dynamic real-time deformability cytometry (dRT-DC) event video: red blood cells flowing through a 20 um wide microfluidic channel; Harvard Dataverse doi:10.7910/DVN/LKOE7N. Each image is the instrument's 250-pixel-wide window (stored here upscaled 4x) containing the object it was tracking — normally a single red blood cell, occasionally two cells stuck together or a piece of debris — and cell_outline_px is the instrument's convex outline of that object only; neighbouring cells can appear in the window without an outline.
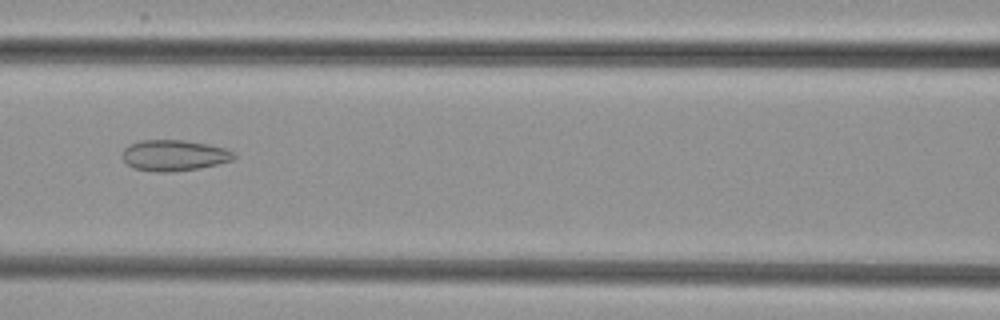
{"species": "common noctule bat (a hibernating species)", "species_latin": "Nyctalus noctula", "temperature_condition": "cold", "stored_images_in_passage": 10, "camera_frame_rate_fps": 3000, "um_per_image_px": 0.085, "animal": {"sex": "female", "body_mass_g": 29.2, "forearm_length_mm": 56.3}, "frame": {"image": 1, "passage_image": 7, "time_ms": 8.0, "image_size_px": [1000, 320], "cell_outline_px": [[236, 156], [232, 160], [200, 168], [172, 172], [152, 172], [132, 168], [120, 156], [124, 148], [128, 144], [140, 140], [184, 140], [208, 144], [224, 148], [236, 152]], "centroid_in_image_um": [14.76, 13.21], "position_along_channel_um": 151.8, "area_um2": 20.4}}
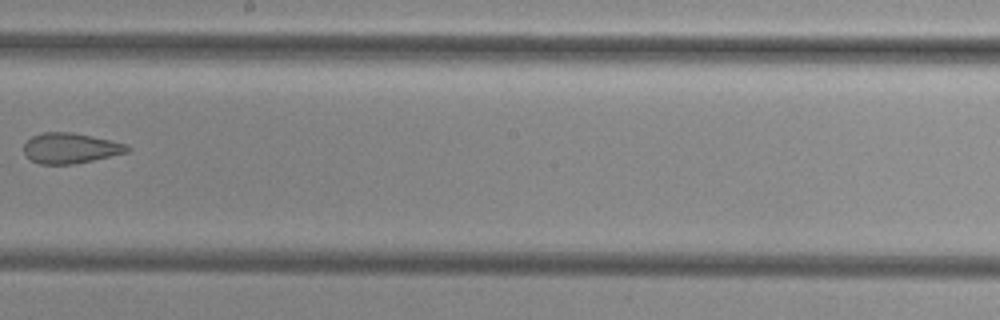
{"frame": {"image": 2, "passage_image": 9, "time_ms": 10.333, "image_size_px": [1000, 320], "cell_outline_px": [[132, 148], [128, 152], [76, 164], [40, 164], [32, 160], [24, 152], [24, 144], [32, 136], [44, 132], [72, 132], [112, 140], [128, 144]], "centroid_in_image_um": [6.03, 12.59], "position_along_channel_um": 242.2, "area_um2": 18.38}}
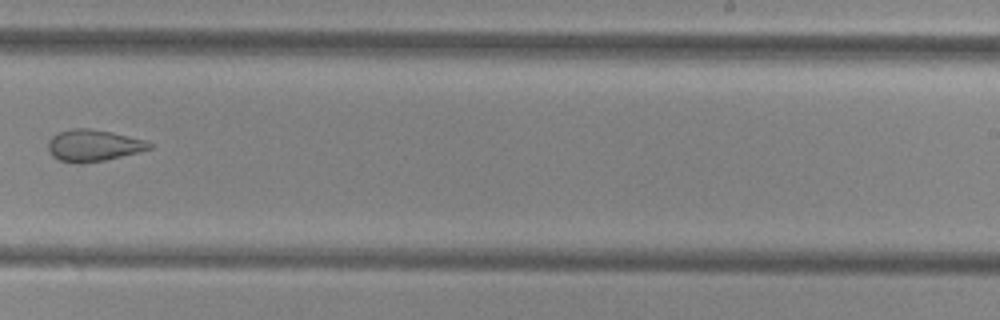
{"frame": {"image": 3, "passage_image": 10, "time_ms": 11.333, "image_size_px": [1000, 320], "cell_outline_px": [[152, 148], [104, 160], [80, 164], [76, 164], [60, 160], [52, 156], [48, 148], [48, 140], [52, 136], [60, 132], [72, 128], [88, 128], [112, 132], [144, 140], [152, 144]], "centroid_in_image_um": [7.89, 12.36], "position_along_channel_um": 281.1, "area_um2": 18.5}}